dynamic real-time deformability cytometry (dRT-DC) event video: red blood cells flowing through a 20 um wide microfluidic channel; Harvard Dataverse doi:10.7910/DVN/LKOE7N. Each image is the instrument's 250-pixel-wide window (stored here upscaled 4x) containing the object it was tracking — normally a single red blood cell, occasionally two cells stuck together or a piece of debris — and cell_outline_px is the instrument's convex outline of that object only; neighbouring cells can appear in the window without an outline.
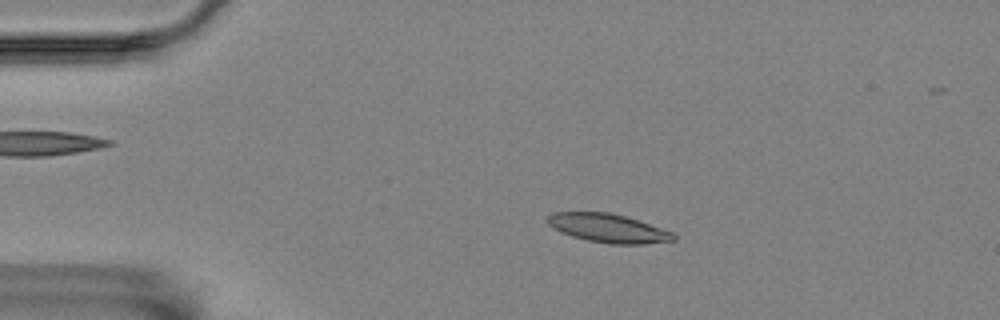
{"species": "Egyptian fruit bat (a non-hibernating species)", "species_latin": "Rousettus aegyptiacus", "temperature_condition": "room temperature", "stored_images_in_passage": 52, "camera_frame_rate_fps": 3000, "um_per_image_px": 0.085, "animal": {"sex": "female"}, "frame": {"image": 1, "passage_image": 7, "time_ms": 2.0, "image_size_px": [1000, 320], "cell_outline_px": [[676, 240], [644, 244], [608, 244], [588, 240], [572, 236], [560, 232], [552, 228], [548, 224], [548, 216], [552, 212], [608, 212], [624, 216], [672, 232], [676, 236]], "centroid_in_image_um": [51.66, 19.4], "position_along_channel_um": 33.3, "area_um2": 20.87}}
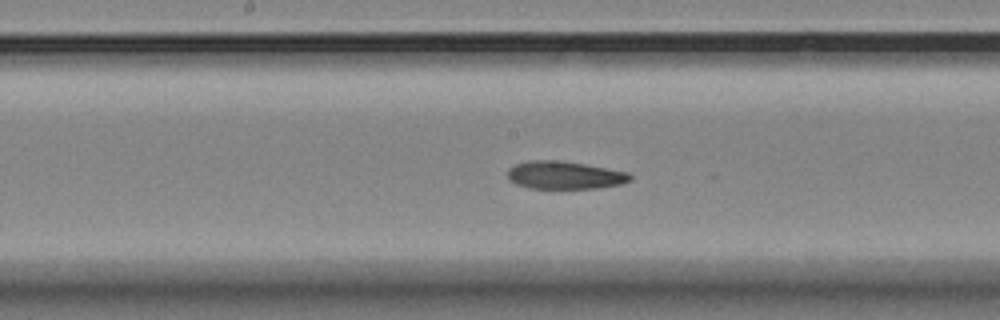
{"frame": {"image": 2, "passage_image": 25, "time_ms": 8.0, "image_size_px": [1000, 320], "cell_outline_px": [[632, 180], [620, 184], [596, 188], [528, 188], [516, 184], [508, 180], [508, 168], [512, 164], [528, 160], [560, 160], [632, 172]], "centroid_in_image_um": [47.98, 14.87], "position_along_channel_um": 200.2, "area_um2": 20.17}}
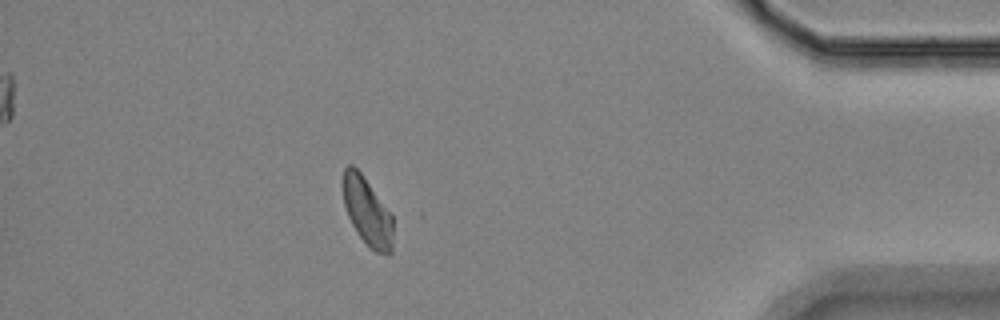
{"frame": {"image": 3, "passage_image": 46, "time_ms": 15.0, "image_size_px": [1000, 320], "cell_outline_px": [[392, 252], [388, 256], [376, 252], [360, 236], [352, 224], [348, 216], [344, 204], [344, 168], [348, 164], [352, 164], [360, 172], [392, 212]], "centroid_in_image_um": [31.25, 17.98], "position_along_channel_um": 404.0, "area_um2": 19.65}, "authors_computed_cell_mechanics": {"area_um2": 20.7213, "velocity_mm_per_s": 3.5069, "shape_relaxation_time_tau1_ms": 7.242, "shape_relaxation_time_tau2_ms": 2.0106, "deformation_change_tau1": 0.1652, "deformation_change_tau2": 0.0838}}